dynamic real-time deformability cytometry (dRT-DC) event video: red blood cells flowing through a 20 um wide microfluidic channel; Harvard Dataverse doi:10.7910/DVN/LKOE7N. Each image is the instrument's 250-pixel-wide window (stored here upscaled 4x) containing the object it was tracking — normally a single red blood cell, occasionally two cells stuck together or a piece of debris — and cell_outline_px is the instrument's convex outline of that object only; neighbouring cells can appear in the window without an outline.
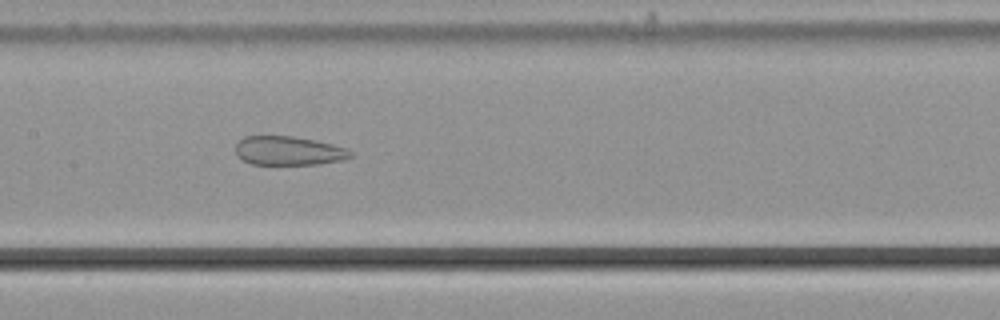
{"species": "common noctule bat (a hibernating species)", "species_latin": "Nyctalus noctula", "temperature_condition": "cold", "stored_images_in_passage": 45, "camera_frame_rate_fps": 3000, "um_per_image_px": 0.085, "animal": {"sex": "male", "body_mass_g": 21.5, "forearm_length_mm": 52.0}, "frame": {"image": 1, "passage_image": 18, "time_ms": 5.667, "image_size_px": [1000, 320], "cell_outline_px": [[352, 156], [344, 160], [320, 164], [252, 164], [236, 156], [236, 144], [244, 136], [292, 136], [316, 140], [348, 148], [352, 152]], "centroid_in_image_um": [24.56, 12.81], "position_along_channel_um": 182.8, "area_um2": 19.48}}
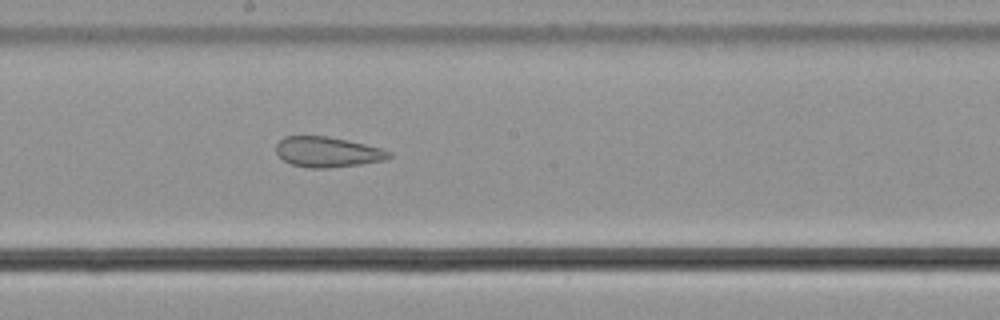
{"frame": {"image": 2, "passage_image": 21, "time_ms": 6.667, "image_size_px": [1000, 320], "cell_outline_px": [[392, 156], [384, 160], [360, 164], [328, 168], [308, 168], [292, 164], [284, 160], [276, 152], [276, 144], [284, 136], [328, 136], [348, 140], [380, 148], [392, 152]], "centroid_in_image_um": [27.83, 12.91], "position_along_channel_um": 220.4, "area_um2": 19.88}}
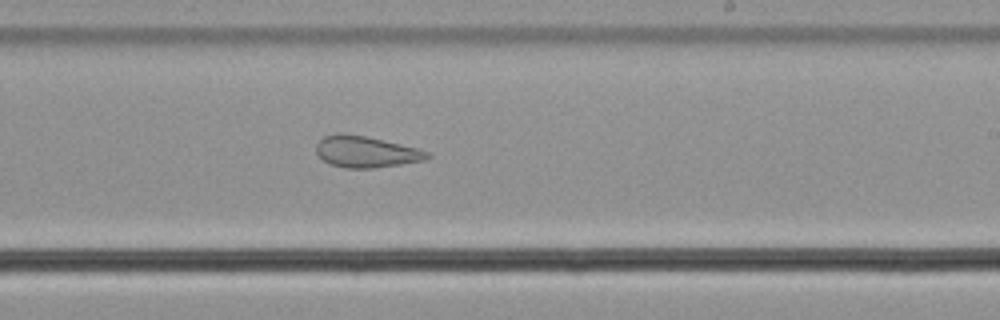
{"frame": {"image": 3, "passage_image": 24, "time_ms": 7.667, "image_size_px": [1000, 320], "cell_outline_px": [[432, 156], [428, 160], [372, 168], [344, 168], [332, 164], [324, 160], [316, 152], [316, 144], [324, 136], [336, 132], [344, 132], [364, 136], [400, 144], [416, 148], [428, 152]], "centroid_in_image_um": [31.1, 12.89], "position_along_channel_um": 257.9, "area_um2": 20.23}, "authors_computed_cell_mechanics": {"area_um2": 24.5072, "velocity_mm_per_s": 3.7627, "shape_relaxation_time_tau1_ms": null, "shape_relaxation_time_tau2_ms": 2.7342, "deformation_change_tau1": null, "deformation_change_tau2": 0.1047}}